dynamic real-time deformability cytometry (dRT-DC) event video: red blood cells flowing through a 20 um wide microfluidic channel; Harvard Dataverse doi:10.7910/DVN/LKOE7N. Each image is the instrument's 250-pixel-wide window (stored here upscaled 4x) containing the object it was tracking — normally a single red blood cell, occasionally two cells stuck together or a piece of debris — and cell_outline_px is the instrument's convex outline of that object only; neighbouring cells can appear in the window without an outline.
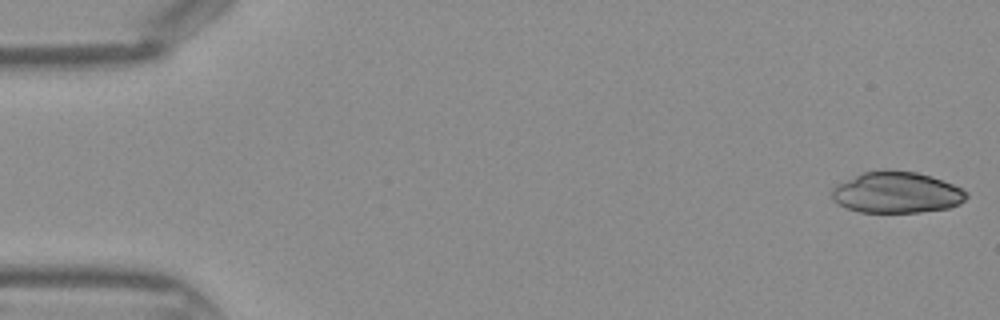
{"species": "Egyptian fruit bat (a non-hibernating species)", "species_latin": "Rousettus aegyptiacus", "temperature_condition": "warm", "stored_images_in_passage": 43, "camera_frame_rate_fps": 3000, "um_per_image_px": 0.085, "frame": {"image": 1, "passage_image": 1, "time_ms": 0.0, "image_size_px": [1000, 320], "cell_outline_px": [[968, 196], [960, 204], [948, 208], [920, 212], [860, 212], [848, 208], [832, 200], [832, 188], [836, 184], [864, 172], [884, 168], [916, 172], [932, 176], [952, 184], [968, 192]], "centroid_in_image_um": [76.22, 16.34], "position_along_channel_um": 8.8, "area_um2": 32.48}}
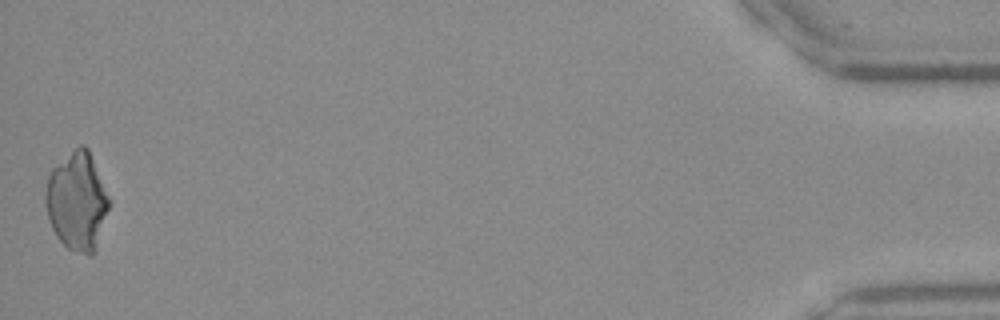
{"frame": {"image": 2, "passage_image": 43, "time_ms": 14.0, "image_size_px": [1000, 320], "cell_outline_px": [[112, 200], [96, 248], [92, 256], [88, 256], [68, 248], [56, 236], [52, 228], [44, 204], [44, 192], [48, 176], [52, 168], [80, 144], [84, 144], [88, 148]], "centroid_in_image_um": [6.56, 17.1], "position_along_channel_um": 428.6, "area_um2": 36.76}}